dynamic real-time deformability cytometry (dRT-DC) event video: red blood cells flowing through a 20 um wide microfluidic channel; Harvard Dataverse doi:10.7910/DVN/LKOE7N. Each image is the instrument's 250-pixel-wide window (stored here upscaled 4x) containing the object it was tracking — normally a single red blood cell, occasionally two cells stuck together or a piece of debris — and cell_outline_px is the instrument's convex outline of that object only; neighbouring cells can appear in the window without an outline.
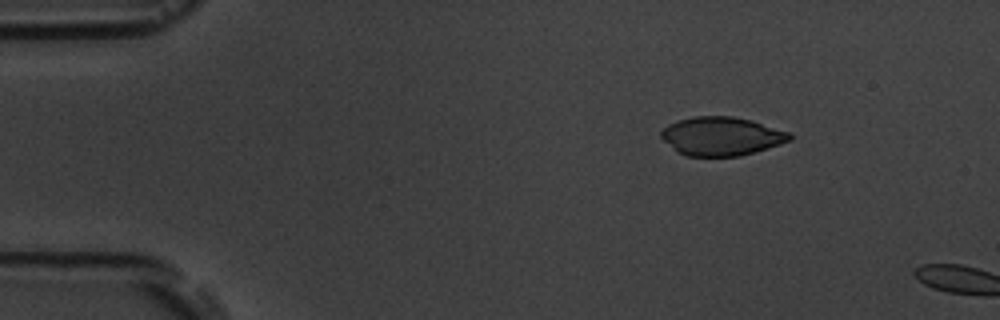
{"species": "common noctule bat (a hibernating species)", "species_latin": "Nyctalus noctula", "temperature_condition": "room temperature", "stored_images_in_passage": 2, "camera_frame_rate_fps": 3000, "um_per_image_px": 0.085, "animal": {"sex": "male", "body_mass_g": 19.5, "forearm_length_mm": 54.6}, "frame": {"image": 1, "passage_image": 1, "time_ms": 0.0, "image_size_px": [1000, 320], "cell_outline_px": [[792, 140], [780, 144], [740, 156], [688, 156], [676, 152], [660, 136], [660, 132], [668, 124], [680, 120], [696, 116], [732, 116], [752, 120], [792, 132]], "centroid_in_image_um": [61.35, 11.57], "position_along_channel_um": 23.6, "area_um2": 29.02}}